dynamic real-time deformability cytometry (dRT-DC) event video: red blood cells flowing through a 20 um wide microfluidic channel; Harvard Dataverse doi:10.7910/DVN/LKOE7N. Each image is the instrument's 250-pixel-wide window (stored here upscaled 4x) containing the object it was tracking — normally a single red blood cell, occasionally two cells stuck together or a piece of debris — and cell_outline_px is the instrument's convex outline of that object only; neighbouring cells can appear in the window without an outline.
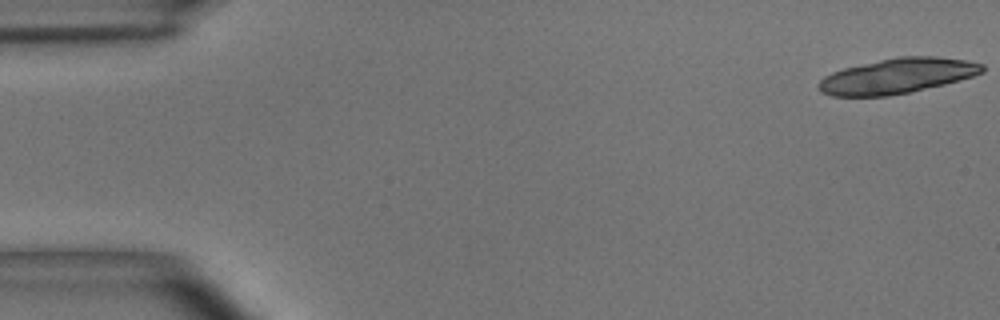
{"species": "common noctule bat (a hibernating species)", "species_latin": "Nyctalus noctula", "temperature_condition": "room temperature", "stored_images_in_passage": 20, "camera_frame_rate_fps": 3000, "um_per_image_px": 0.085, "animal": {"sex": "male", "body_mass_g": 15.6}, "frame": {"image": 1, "passage_image": 1, "time_ms": 0.0, "image_size_px": [1000, 320], "cell_outline_px": [[984, 72], [972, 76], [944, 84], [908, 92], [888, 96], [832, 96], [820, 92], [816, 88], [816, 84], [824, 76], [832, 72], [844, 68], [880, 60], [900, 56], [936, 56], [964, 60], [984, 64]], "centroid_in_image_um": [76.22, 6.46], "position_along_channel_um": 8.8, "area_um2": 33.41}}